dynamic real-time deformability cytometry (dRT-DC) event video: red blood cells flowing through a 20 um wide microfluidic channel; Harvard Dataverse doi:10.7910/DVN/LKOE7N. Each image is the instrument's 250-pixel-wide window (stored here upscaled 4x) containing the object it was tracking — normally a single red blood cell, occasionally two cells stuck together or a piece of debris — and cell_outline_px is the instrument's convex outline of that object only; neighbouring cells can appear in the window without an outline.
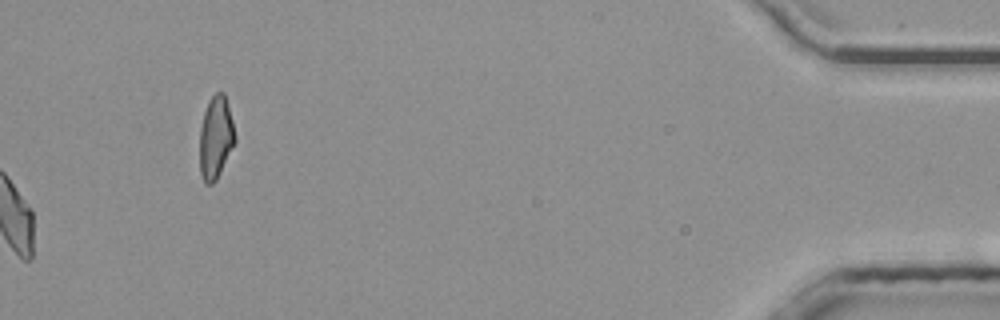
{"species": "common noctule bat (a hibernating species)", "species_latin": "Nyctalus noctula", "temperature_condition": "room temperature", "stored_images_in_passage": 37, "camera_frame_rate_fps": 3000, "um_per_image_px": 0.085, "animal": {"sex": "male", "body_mass_g": 20.4}, "frame": {"image": 1, "passage_image": 37, "time_ms": 12.0, "image_size_px": [1000, 320], "cell_outline_px": [[236, 140], [216, 180], [212, 184], [204, 184], [200, 172], [200, 128], [204, 112], [208, 100], [216, 92], [224, 92], [228, 104], [236, 136]], "centroid_in_image_um": [18.33, 11.68], "position_along_channel_um": 416.9, "area_um2": 16.99}, "authors_computed_cell_mechanics": {"area_um2": 18.7272, "velocity_mm_per_s": 3.9853, "shape_relaxation_time_tau1_ms": null, "shape_relaxation_time_tau2_ms": 5.9899, "deformation_change_tau1": null, "deformation_change_tau2": 0.108}}